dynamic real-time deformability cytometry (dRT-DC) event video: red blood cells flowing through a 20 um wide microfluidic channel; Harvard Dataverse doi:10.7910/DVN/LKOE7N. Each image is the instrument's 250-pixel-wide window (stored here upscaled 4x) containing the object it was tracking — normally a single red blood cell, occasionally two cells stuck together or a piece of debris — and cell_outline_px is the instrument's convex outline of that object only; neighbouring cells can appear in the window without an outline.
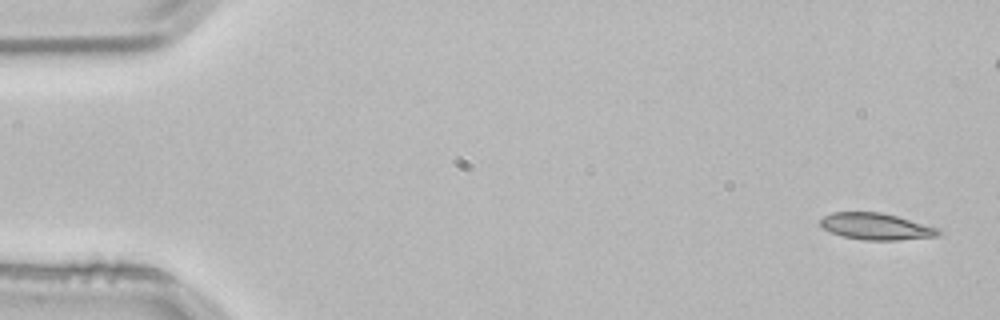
{"species": "common noctule bat (a hibernating species)", "species_latin": "Nyctalus noctula", "temperature_condition": "room temperature", "stored_images_in_passage": 4, "segment_of_instrument_passage": [1, 2], "camera_frame_rate_fps": 3000, "um_per_image_px": 0.085, "animal": {"sex": "male", "body_mass_g": 21.5, "forearm_length_mm": 52.0}, "frame": {"image": 1, "passage_image": 1, "time_ms": 0.0, "image_size_px": [1000, 320], "cell_outline_px": [[940, 236], [900, 240], [864, 240], [844, 236], [832, 232], [824, 228], [820, 224], [820, 220], [824, 216], [832, 212], [880, 212], [896, 216], [936, 228], [940, 232]], "centroid_in_image_um": [74.45, 19.25], "position_along_channel_um": 10.6, "area_um2": 17.98}}